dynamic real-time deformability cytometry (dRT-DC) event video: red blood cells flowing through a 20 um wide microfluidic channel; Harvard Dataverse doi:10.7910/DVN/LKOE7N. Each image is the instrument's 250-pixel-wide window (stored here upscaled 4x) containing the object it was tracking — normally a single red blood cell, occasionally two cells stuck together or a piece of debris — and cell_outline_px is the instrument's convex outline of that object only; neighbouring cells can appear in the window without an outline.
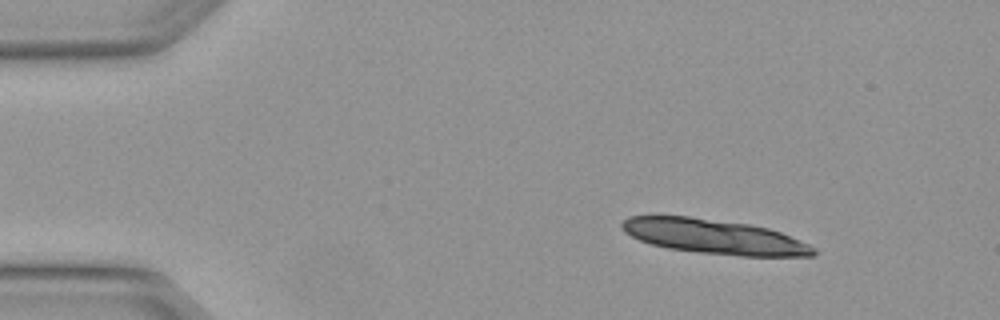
{"species": "Egyptian fruit bat (a non-hibernating species)", "species_latin": "Rousettus aegyptiacus", "temperature_condition": "warm", "stored_images_in_passage": 3, "camera_frame_rate_fps": 3000, "um_per_image_px": 0.085, "animal": {"sex": "female"}, "frame": {"image": 1, "passage_image": 1, "time_ms": 0.0, "image_size_px": [1000, 320], "cell_outline_px": [[820, 252], [816, 256], [740, 256], [700, 252], [668, 248], [652, 244], [640, 240], [624, 232], [620, 224], [628, 216], [688, 216], [748, 224], [768, 228], [780, 232], [808, 244], [816, 248]], "centroid_in_image_um": [60.74, 20.12], "position_along_channel_um": 24.3, "area_um2": 38.49}}